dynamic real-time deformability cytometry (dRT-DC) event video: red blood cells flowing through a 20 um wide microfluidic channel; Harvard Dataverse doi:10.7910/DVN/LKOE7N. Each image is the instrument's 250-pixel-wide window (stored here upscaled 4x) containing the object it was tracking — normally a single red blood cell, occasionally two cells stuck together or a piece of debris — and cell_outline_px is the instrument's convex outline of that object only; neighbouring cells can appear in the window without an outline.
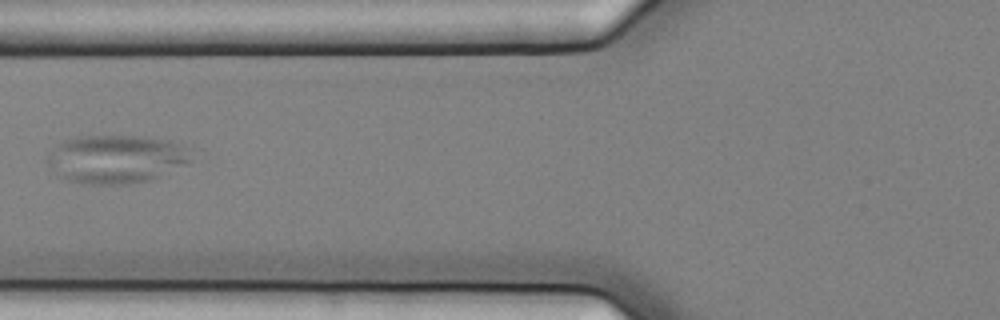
{"species": "common noctule bat (a hibernating species)", "species_latin": "Nyctalus noctula", "temperature_condition": "cold", "stored_images_in_passage": 8, "camera_frame_rate_fps": 3000, "um_per_image_px": 0.085, "animal": {"sex": "female", "body_mass_g": 25.1}, "frame": {"image": 1, "passage_image": 8, "time_ms": 2.333, "image_size_px": [1000, 320], "cell_outline_px": [[192, 148], [188, 164], [152, 180], [124, 184], [88, 184], [68, 180], [56, 176], [44, 160], [56, 144], [64, 140], [80, 136], [140, 136], [168, 140]], "centroid_in_image_um": [9.86, 13.52], "position_along_channel_um": 115.9, "area_um2": 41.04}}